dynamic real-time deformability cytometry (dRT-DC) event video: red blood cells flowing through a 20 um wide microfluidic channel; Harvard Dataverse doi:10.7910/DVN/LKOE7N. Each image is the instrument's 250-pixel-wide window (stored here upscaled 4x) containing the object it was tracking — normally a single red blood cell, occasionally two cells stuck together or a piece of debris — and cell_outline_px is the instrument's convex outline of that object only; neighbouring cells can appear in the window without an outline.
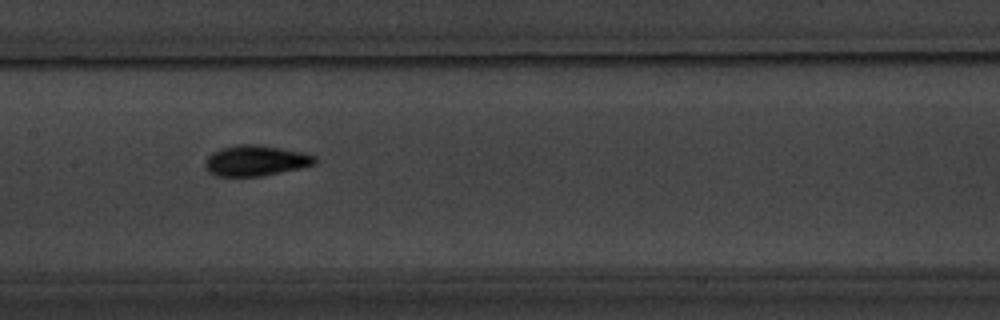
{"species": "common noctule bat (a hibernating species)", "species_latin": "Nyctalus noctula", "temperature_condition": "warm", "stored_images_in_passage": 11, "camera_frame_rate_fps": 3000, "um_per_image_px": 0.085, "animal": {"sex": "male", "body_mass_g": 20.1, "forearm_length_mm": 53.5}, "frame": {"image": 1, "passage_image": 5, "time_ms": 4.667, "image_size_px": [1000, 320], "cell_outline_px": [[316, 164], [300, 168], [264, 176], [216, 176], [208, 172], [204, 168], [204, 160], [212, 152], [220, 148], [236, 144], [256, 144], [280, 148], [300, 152], [316, 156]], "centroid_in_image_um": [21.68, 13.66], "position_along_channel_um": 185.7, "area_um2": 19.77}}
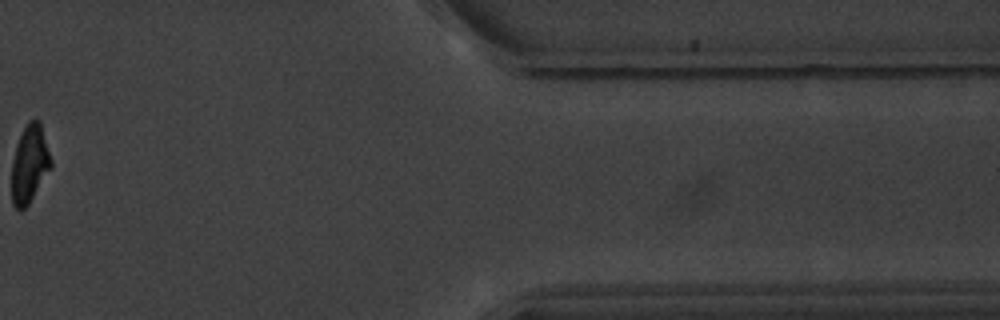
{"frame": {"image": 2, "passage_image": 10, "time_ms": 12.333, "image_size_px": [1000, 320], "cell_outline_px": [[52, 168], [28, 204], [20, 212], [12, 204], [12, 160], [16, 144], [28, 120], [36, 116], [40, 120], [52, 160]], "centroid_in_image_um": [2.53, 13.9], "position_along_channel_um": 408.9, "area_um2": 18.09}, "authors_computed_cell_mechanics": {"area_um2": 18.496, "velocity_mm_per_s": 3.5247, "shape_relaxation_time_tau1_ms": 2.7958, "shape_relaxation_time_tau2_ms": 0.729, "deformation_change_tau1": 0.1476, "deformation_change_tau2": 0.0422}}